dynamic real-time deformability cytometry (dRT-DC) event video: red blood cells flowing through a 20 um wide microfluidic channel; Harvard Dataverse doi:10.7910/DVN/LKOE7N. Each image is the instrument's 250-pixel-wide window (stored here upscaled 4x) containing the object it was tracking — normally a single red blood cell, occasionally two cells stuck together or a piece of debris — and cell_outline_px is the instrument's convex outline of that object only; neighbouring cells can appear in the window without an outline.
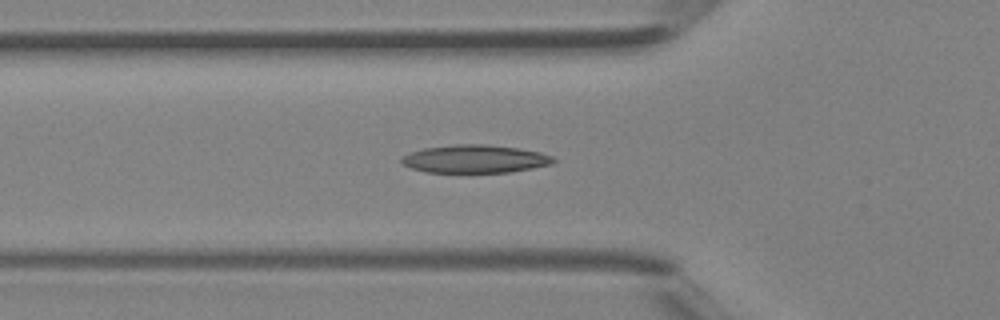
{"species": "Egyptian fruit bat (a non-hibernating species)", "species_latin": "Rousettus aegyptiacus", "temperature_condition": "room temperature", "stored_images_in_passage": 43, "camera_frame_rate_fps": 3000, "um_per_image_px": 0.085, "animal": {"sex": "female"}, "frame": {"image": 1, "passage_image": 14, "time_ms": 4.333, "image_size_px": [1000, 320], "cell_outline_px": [[556, 160], [552, 164], [512, 172], [424, 172], [400, 164], [400, 160], [404, 156], [412, 152], [424, 148], [456, 144], [484, 144], [520, 148], [540, 152], [552, 156]], "centroid_in_image_um": [40.38, 13.51], "position_along_channel_um": 85.4, "area_um2": 24.8}}
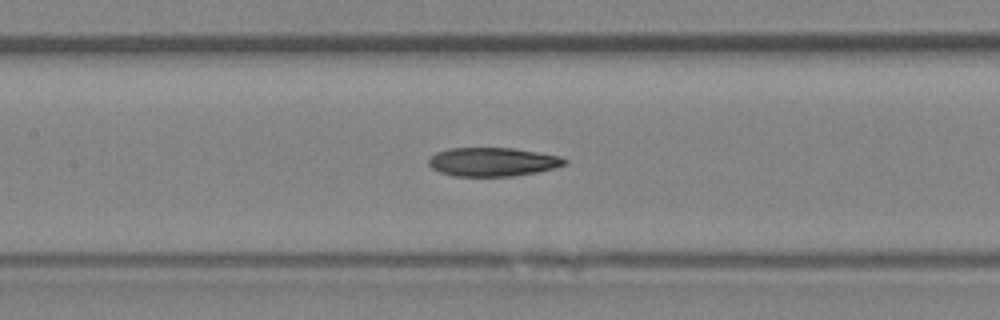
{"frame": {"image": 2, "passage_image": 19, "time_ms": 6.0, "image_size_px": [1000, 320], "cell_outline_px": [[568, 164], [556, 168], [536, 172], [512, 176], [456, 176], [440, 172], [432, 168], [428, 164], [428, 160], [436, 152], [448, 148], [512, 148], [560, 156], [568, 160]], "centroid_in_image_um": [41.9, 13.76], "position_along_channel_um": 165.5, "area_um2": 22.77}}
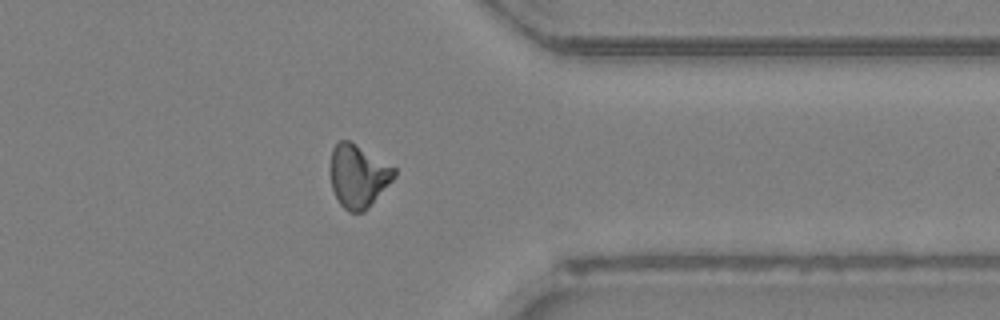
{"frame": {"image": 3, "passage_image": 33, "time_ms": 10.667, "image_size_px": [1000, 320], "cell_outline_px": [[396, 176], [368, 208], [364, 212], [348, 212], [340, 204], [332, 188], [328, 168], [332, 148], [340, 140], [348, 140], [396, 168]], "centroid_in_image_um": [30.41, 14.96], "position_along_channel_um": 381.0, "area_um2": 23.52}}